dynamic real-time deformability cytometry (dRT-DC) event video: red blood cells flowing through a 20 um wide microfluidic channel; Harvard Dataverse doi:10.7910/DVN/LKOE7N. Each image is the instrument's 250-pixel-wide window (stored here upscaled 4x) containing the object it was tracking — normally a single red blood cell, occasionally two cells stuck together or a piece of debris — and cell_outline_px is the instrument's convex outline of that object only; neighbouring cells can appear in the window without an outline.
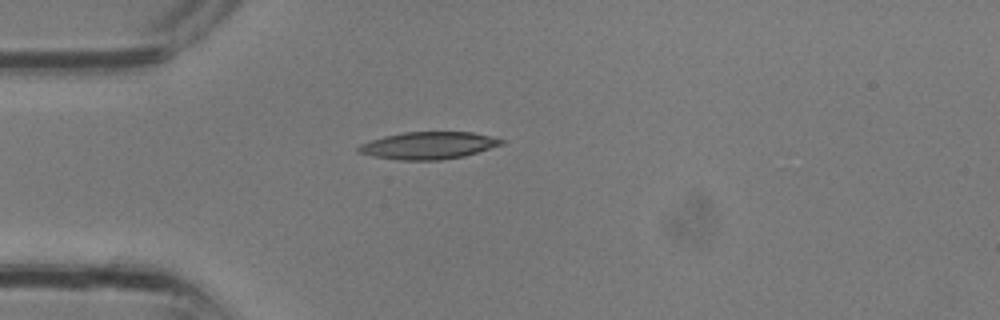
{"species": "common noctule bat (a hibernating species)", "species_latin": "Nyctalus noctula", "temperature_condition": "room temperature", "stored_images_in_passage": 4, "camera_frame_rate_fps": 3000, "um_per_image_px": 0.085, "animal": {"sex": "male", "body_mass_g": 13.3}, "frame": {"image": 1, "passage_image": 1, "time_ms": 0.0, "image_size_px": [1000, 320], "cell_outline_px": [[504, 144], [464, 156], [440, 160], [396, 160], [372, 156], [356, 152], [356, 148], [360, 144], [384, 136], [404, 132], [472, 132], [504, 140]], "centroid_in_image_um": [36.37, 12.37], "position_along_channel_um": 48.6, "area_um2": 22.66}}
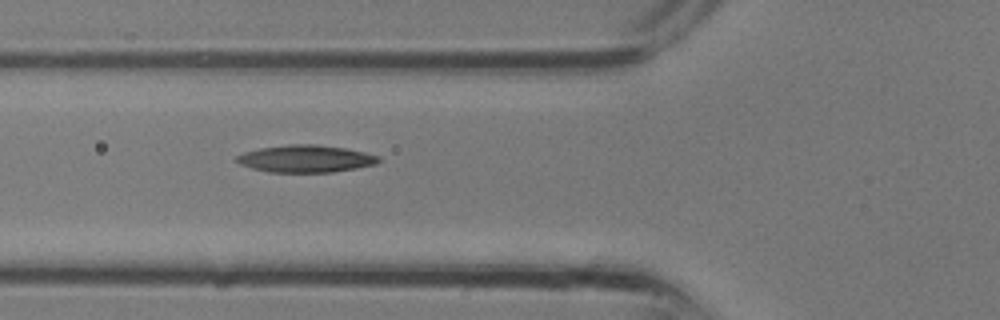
{"frame": {"image": 2, "passage_image": 4, "time_ms": 1.0, "image_size_px": [1000, 320], "cell_outline_px": [[380, 160], [376, 164], [356, 168], [332, 172], [268, 172], [252, 168], [240, 164], [236, 160], [236, 156], [244, 152], [260, 148], [292, 144], [316, 144], [344, 148], [364, 152], [380, 156]], "centroid_in_image_um": [25.99, 13.49], "position_along_channel_um": 99.8, "area_um2": 22.43}}